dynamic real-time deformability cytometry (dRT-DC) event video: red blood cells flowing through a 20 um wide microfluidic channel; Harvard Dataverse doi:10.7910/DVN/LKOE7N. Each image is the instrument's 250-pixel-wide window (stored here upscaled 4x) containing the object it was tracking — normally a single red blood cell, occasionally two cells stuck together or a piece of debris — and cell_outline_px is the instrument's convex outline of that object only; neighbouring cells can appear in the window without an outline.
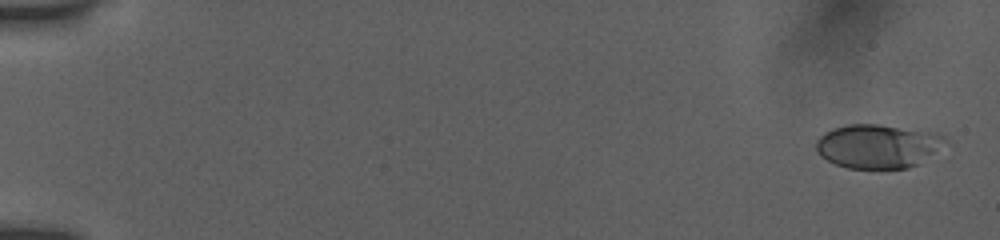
{"species": "human", "species_latin": "Homo sapiens", "temperature_condition": "room temperature", "stored_images_in_passage": 54, "camera_frame_rate_fps": 3000, "um_per_image_px": 0.085, "donor": {"sex": "female"}, "frame": {"image": 1, "passage_image": 2, "time_ms": 0.333, "image_size_px": [1000, 240], "cell_outline_px": [[940, 136], [932, 152], [916, 164], [908, 168], [848, 168], [836, 164], [820, 156], [816, 152], [816, 140], [824, 132], [832, 128], [848, 124], [880, 124], [932, 132]], "centroid_in_image_um": [74.41, 12.41], "position_along_channel_um": 10.6, "area_um2": 31.91}}
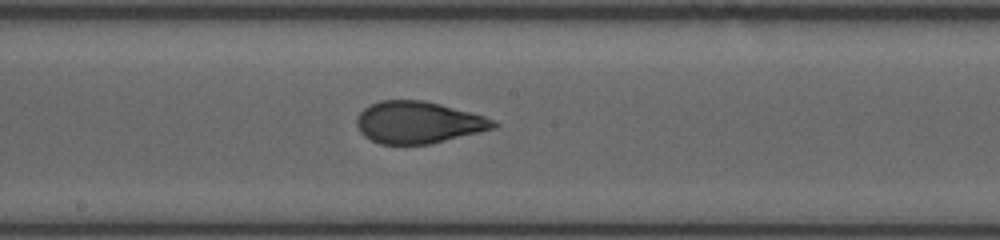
{"frame": {"image": 2, "passage_image": 31, "time_ms": 10.0, "image_size_px": [1000, 240], "cell_outline_px": [[500, 124], [496, 128], [480, 132], [428, 144], [380, 144], [364, 136], [360, 132], [356, 124], [356, 116], [368, 104], [380, 100], [424, 100], [440, 104], [484, 116], [496, 120]], "centroid_in_image_um": [35.54, 10.4], "position_along_channel_um": 212.7, "area_um2": 33.52}}
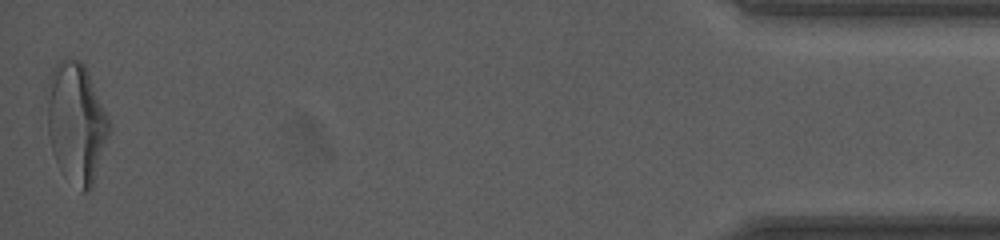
{"frame": {"image": 3, "passage_image": 54, "time_ms": 17.667, "image_size_px": [1000, 240], "cell_outline_px": [[112, 128], [92, 188], [88, 192], [80, 192], [60, 168], [52, 152], [48, 132], [48, 76], [56, 60], [80, 60], [84, 64], [88, 72], [108, 116]], "centroid_in_image_um": [6.5, 10.44], "position_along_channel_um": 428.7, "area_um2": 43.58}, "authors_computed_cell_mechanics": {"area_um2": 33.4951, "velocity_mm_per_s": 3.8791, "shape_relaxation_time_tau1_ms": 5.1179, "shape_relaxation_time_tau2_ms": 0.8418, "deformation_change_tau1": 0.1894, "deformation_change_tau2": 0.0737}}